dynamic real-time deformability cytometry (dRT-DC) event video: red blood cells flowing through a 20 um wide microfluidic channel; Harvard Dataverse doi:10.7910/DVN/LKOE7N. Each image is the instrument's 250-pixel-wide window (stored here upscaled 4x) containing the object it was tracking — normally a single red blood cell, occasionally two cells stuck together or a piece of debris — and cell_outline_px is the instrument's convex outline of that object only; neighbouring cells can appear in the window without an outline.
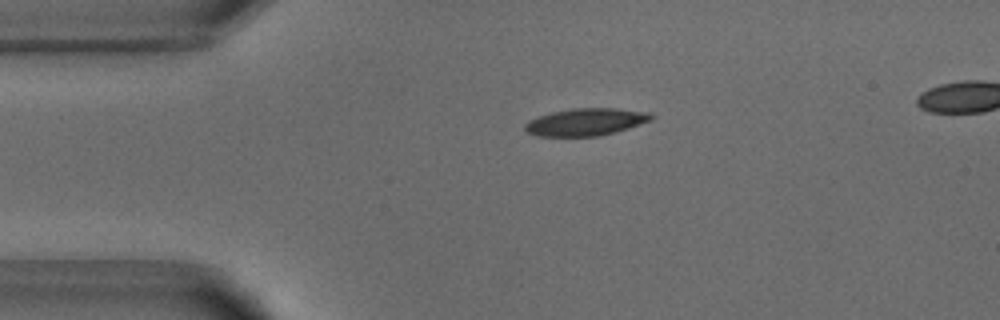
{"species": "common noctule bat (a hibernating species)", "species_latin": "Nyctalus noctula", "temperature_condition": "warm", "stored_images_in_passage": 42, "camera_frame_rate_fps": 3000, "um_per_image_px": 0.085, "animal": {"sex": "male", "body_mass_g": 18.8}, "frame": {"image": 1, "passage_image": 3, "time_ms": 0.667, "image_size_px": [1000, 320], "cell_outline_px": [[656, 116], [652, 120], [628, 128], [600, 136], [536, 136], [528, 132], [524, 128], [524, 124], [528, 120], [552, 112], [572, 108], [616, 108], [648, 112]], "centroid_in_image_um": [49.8, 10.36], "position_along_channel_um": 35.2, "area_um2": 20.11}}
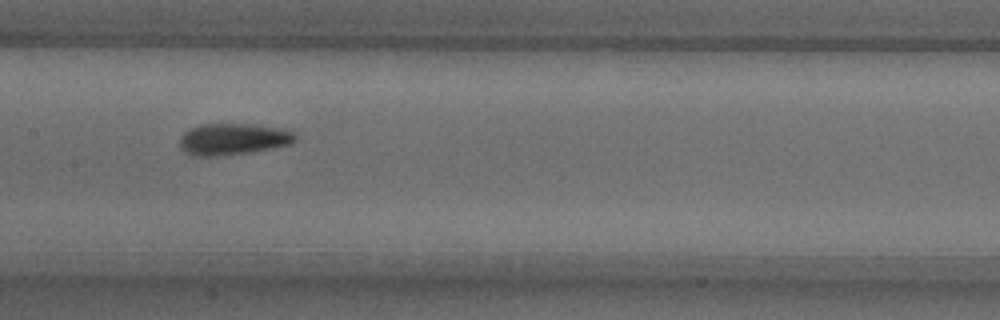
{"frame": {"image": 2, "passage_image": 17, "time_ms": 5.333, "image_size_px": [1000, 320], "cell_outline_px": [[296, 140], [288, 144], [272, 148], [248, 152], [216, 156], [192, 156], [184, 152], [180, 148], [180, 136], [184, 132], [200, 124], [252, 124], [280, 128], [296, 132]], "centroid_in_image_um": [19.78, 11.82], "position_along_channel_um": 187.6, "area_um2": 21.21}}
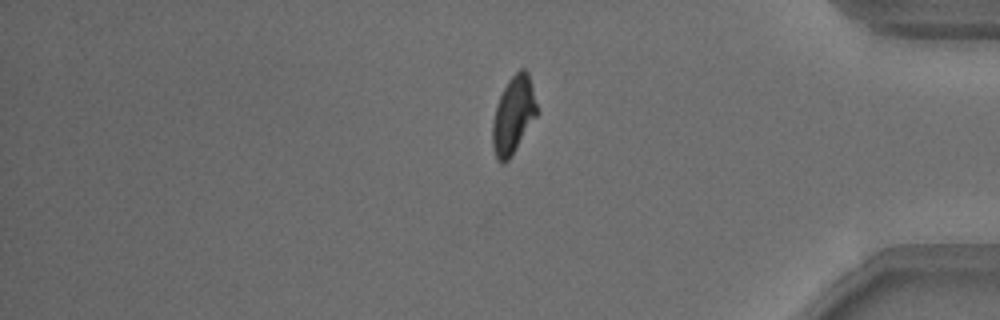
{"frame": {"image": 3, "passage_image": 35, "time_ms": 11.333, "image_size_px": [1000, 320], "cell_outline_px": [[536, 116], [512, 156], [504, 164], [500, 164], [496, 160], [492, 148], [492, 120], [496, 104], [508, 80], [520, 68], [524, 68], [528, 72], [536, 104]], "centroid_in_image_um": [43.59, 9.83], "position_along_channel_um": 391.6, "area_um2": 20.0}, "authors_computed_cell_mechanics": {"area_um2": 20.23, "velocity_mm_per_s": 3.8791, "shape_relaxation_time_tau1_ms": 2.9931, "shape_relaxation_time_tau2_ms": 2.553, "deformation_change_tau1": 0.1598, "deformation_change_tau2": 0.1038}}